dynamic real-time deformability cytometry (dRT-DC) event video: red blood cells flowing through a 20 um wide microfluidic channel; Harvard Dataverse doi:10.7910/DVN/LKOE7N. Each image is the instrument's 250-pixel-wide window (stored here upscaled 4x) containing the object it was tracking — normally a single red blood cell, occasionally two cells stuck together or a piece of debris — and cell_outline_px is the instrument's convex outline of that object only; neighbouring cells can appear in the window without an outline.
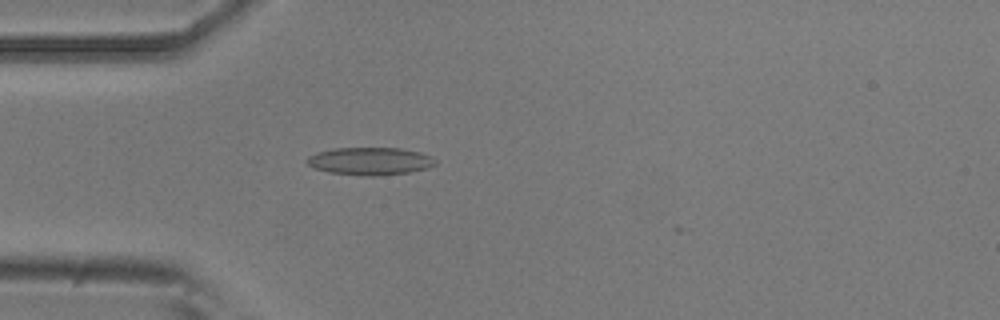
{"species": "common noctule bat (a hibernating species)", "species_latin": "Nyctalus noctula", "temperature_condition": "room temperature", "stored_images_in_passage": 23, "camera_frame_rate_fps": 3000, "um_per_image_px": 0.085, "animal": {"sex": "male", "body_mass_g": 20.5, "forearm_length_mm": 52.5}, "frame": {"image": 1, "passage_image": 13, "time_ms": 4.0, "image_size_px": [1000, 320], "cell_outline_px": [[436, 164], [428, 168], [408, 172], [380, 176], [364, 176], [328, 172], [312, 168], [304, 160], [308, 156], [316, 152], [332, 148], [400, 148], [420, 152], [432, 156], [436, 160]], "centroid_in_image_um": [31.42, 13.7], "position_along_channel_um": 53.6, "area_um2": 20.98}}
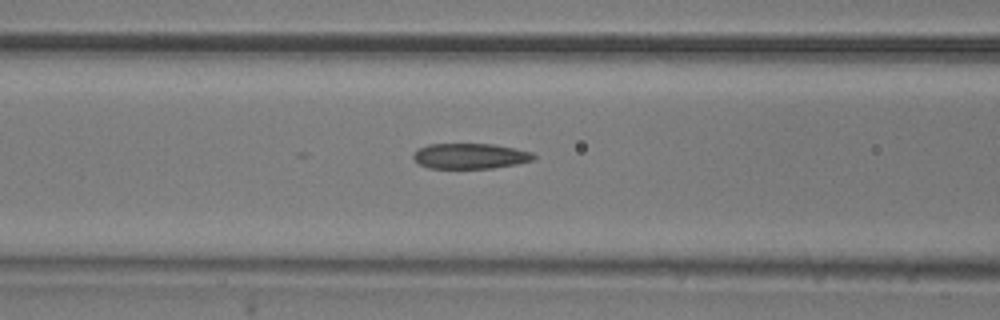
{"frame": {"image": 2, "passage_image": 19, "time_ms": 6.0, "image_size_px": [1000, 320], "cell_outline_px": [[536, 160], [516, 164], [492, 168], [428, 168], [420, 164], [412, 156], [420, 148], [428, 144], [492, 144], [532, 152], [536, 156]], "centroid_in_image_um": [40.0, 13.27], "position_along_channel_um": 126.6, "area_um2": 17.69}}
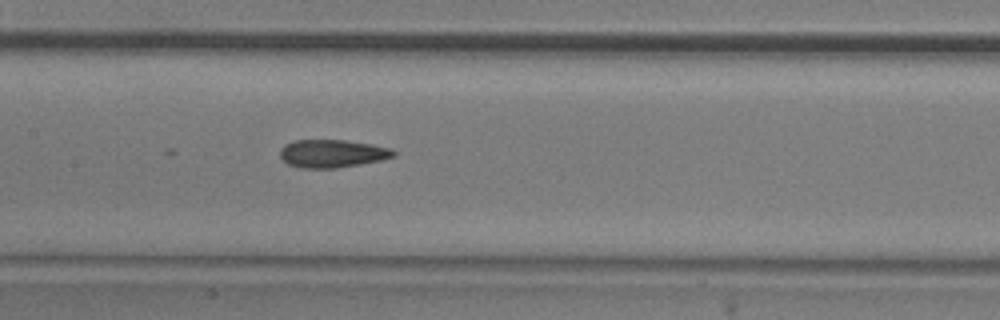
{"frame": {"image": 3, "passage_image": 23, "time_ms": 7.333, "image_size_px": [1000, 320], "cell_outline_px": [[396, 156], [380, 160], [360, 164], [336, 168], [300, 168], [288, 164], [280, 156], [280, 148], [284, 144], [296, 140], [344, 140], [372, 144], [392, 148], [396, 152]], "centroid_in_image_um": [28.25, 13.05], "position_along_channel_um": 179.2, "area_um2": 18.55}}